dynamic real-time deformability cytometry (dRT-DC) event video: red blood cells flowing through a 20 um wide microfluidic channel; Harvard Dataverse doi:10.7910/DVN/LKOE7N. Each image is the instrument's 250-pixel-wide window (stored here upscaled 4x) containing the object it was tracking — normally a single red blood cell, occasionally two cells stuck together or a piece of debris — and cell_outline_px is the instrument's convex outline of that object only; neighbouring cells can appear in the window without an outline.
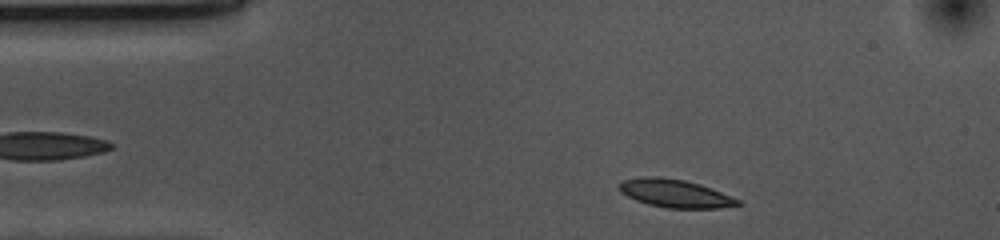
{"species": "common noctule bat (a hibernating species)", "species_latin": "Nyctalus noctula", "temperature_condition": "cold", "stored_images_in_passage": 37, "camera_frame_rate_fps": 3000, "um_per_image_px": 0.085, "animal": {"sex": "female", "body_mass_g": 10.0, "forearm_length_mm": 53.1}, "frame": {"image": 1, "passage_image": 3, "time_ms": 0.667, "image_size_px": [1000, 240], "cell_outline_px": [[744, 204], [716, 208], [668, 208], [648, 204], [636, 200], [620, 192], [620, 184], [624, 180], [648, 176], [660, 176], [684, 180], [700, 184], [740, 200]], "centroid_in_image_um": [57.39, 16.44], "position_along_channel_um": 27.6, "area_um2": 19.13}}
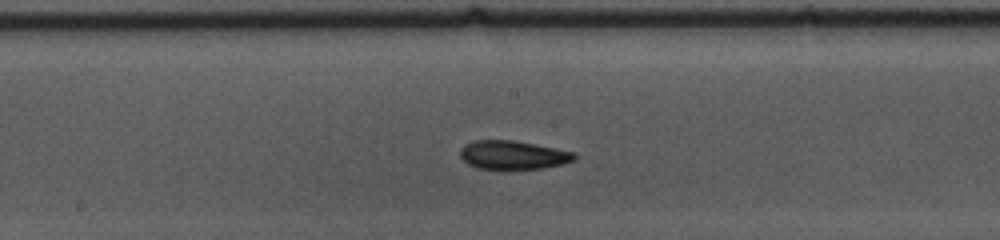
{"frame": {"image": 2, "passage_image": 21, "time_ms": 6.667, "image_size_px": [1000, 240], "cell_outline_px": [[576, 160], [564, 164], [544, 168], [476, 168], [468, 164], [460, 156], [460, 148], [464, 144], [476, 140], [512, 140], [556, 148], [576, 152]], "centroid_in_image_um": [43.63, 13.16], "position_along_channel_um": 204.6, "area_um2": 19.02}}
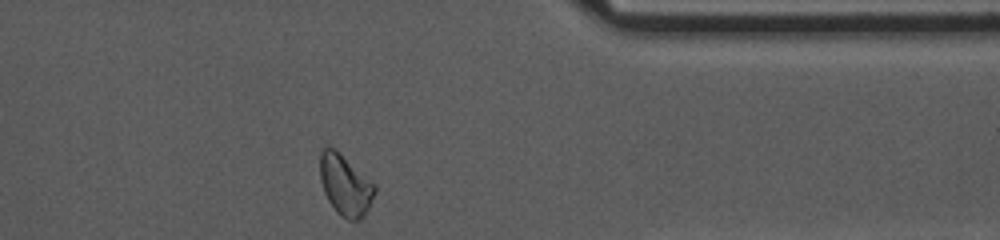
{"frame": {"image": 3, "passage_image": 37, "time_ms": 12.0, "image_size_px": [1000, 240], "cell_outline_px": [[376, 192], [364, 216], [360, 220], [348, 220], [340, 216], [336, 212], [328, 200], [324, 192], [320, 180], [320, 152], [328, 144], [336, 148], [376, 184]], "centroid_in_image_um": [29.35, 15.7], "position_along_channel_um": 382.1, "area_um2": 19.83}, "authors_computed_cell_mechanics": {"area_um2": 19.074, "velocity_mm_per_s": 3.6491, "shape_relaxation_time_tau1_ms": 6.6547, "shape_relaxation_time_tau2_ms": 5.629, "deformation_change_tau1": 0.1264, "deformation_change_tau2": 0.118}}